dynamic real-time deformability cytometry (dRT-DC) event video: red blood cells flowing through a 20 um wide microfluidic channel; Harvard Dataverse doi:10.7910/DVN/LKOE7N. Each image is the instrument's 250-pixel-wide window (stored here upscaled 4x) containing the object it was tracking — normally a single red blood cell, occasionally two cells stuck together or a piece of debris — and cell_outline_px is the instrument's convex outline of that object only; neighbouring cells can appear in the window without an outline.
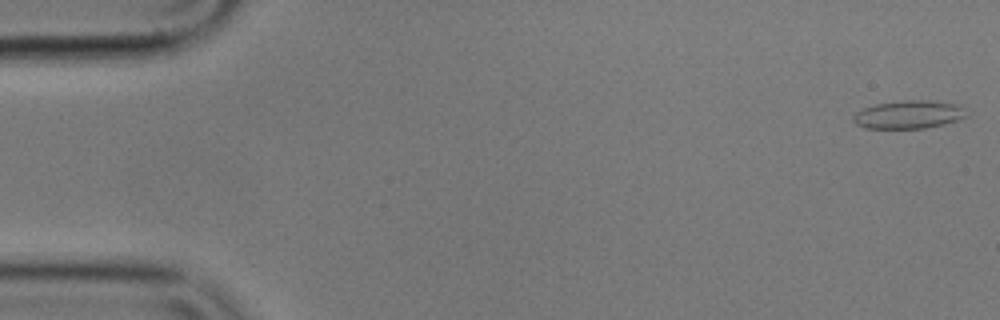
{"species": "common noctule bat (a hibernating species)", "species_latin": "Nyctalus noctula", "temperature_condition": "cold", "stored_images_in_passage": 14, "camera_frame_rate_fps": 3000, "um_per_image_px": 0.085, "animal": {"sex": "male", "body_mass_g": 17.9}, "frame": {"image": 1, "passage_image": 1, "time_ms": 0.0, "image_size_px": [1000, 320], "cell_outline_px": [[964, 116], [956, 120], [944, 124], [924, 128], [864, 128], [856, 124], [852, 120], [852, 116], [856, 112], [864, 108], [876, 104], [904, 100], [928, 100], [956, 104], [960, 108]], "centroid_in_image_um": [77.13, 9.74], "position_along_channel_um": 7.9, "area_um2": 18.15}}
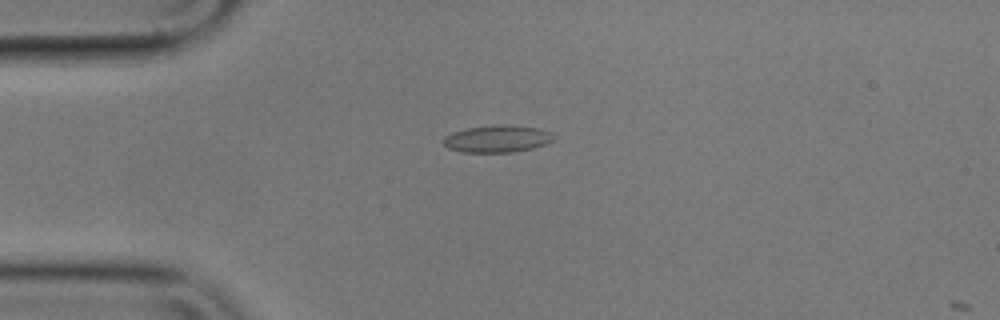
{"frame": {"image": 2, "passage_image": 13, "time_ms": 4.0, "image_size_px": [1000, 320], "cell_outline_px": [[556, 140], [532, 148], [512, 152], [460, 152], [448, 148], [444, 144], [444, 136], [452, 132], [468, 128], [496, 124], [500, 124], [540, 128], [556, 136]], "centroid_in_image_um": [42.27, 11.79], "position_along_channel_um": 42.7, "area_um2": 17.46}}